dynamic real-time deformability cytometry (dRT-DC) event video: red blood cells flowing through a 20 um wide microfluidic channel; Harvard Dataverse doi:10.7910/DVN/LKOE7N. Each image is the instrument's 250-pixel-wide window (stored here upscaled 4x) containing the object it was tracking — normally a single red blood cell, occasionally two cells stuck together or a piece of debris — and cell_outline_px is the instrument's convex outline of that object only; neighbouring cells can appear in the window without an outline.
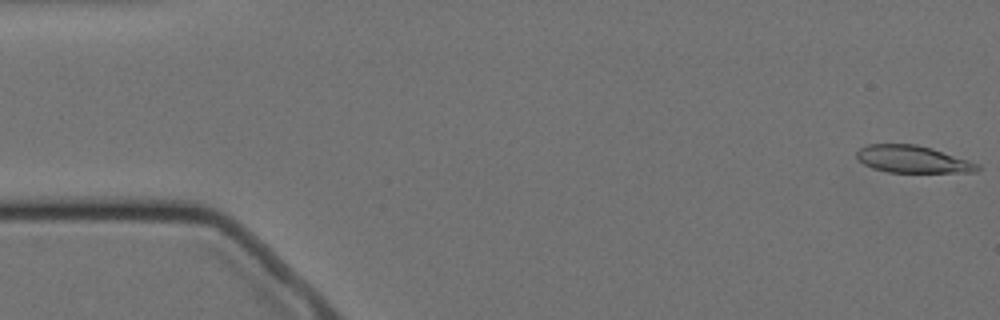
{"species": "Egyptian fruit bat (a non-hibernating species)", "species_latin": "Rousettus aegyptiacus", "temperature_condition": "cold", "stored_images_in_passage": 4, "camera_frame_rate_fps": 3000, "um_per_image_px": 0.085, "animal": {"sex": "female"}, "frame": {"image": 1, "passage_image": 1, "time_ms": 0.0, "image_size_px": [1000, 320], "cell_outline_px": [[980, 168], [976, 172], [888, 172], [872, 168], [864, 164], [856, 156], [856, 152], [860, 148], [868, 144], [916, 144], [932, 148], [980, 164]], "centroid_in_image_um": [77.58, 13.53], "position_along_channel_um": 7.4, "area_um2": 19.07}}
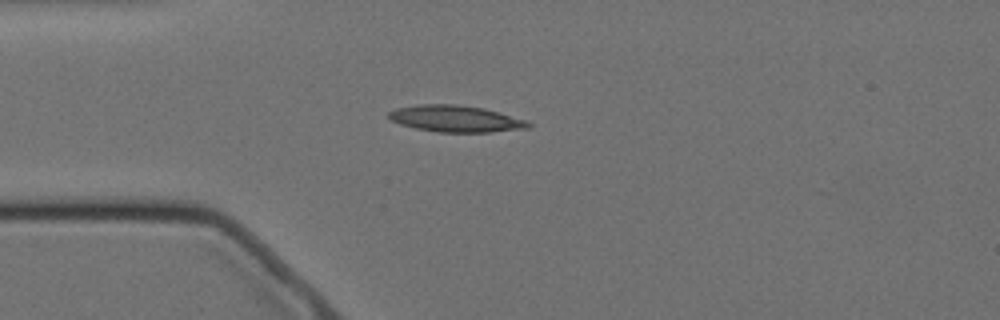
{"frame": {"image": 2, "passage_image": 4, "time_ms": 4.333, "image_size_px": [1000, 320], "cell_outline_px": [[532, 124], [528, 128], [492, 132], [436, 132], [416, 128], [400, 124], [392, 120], [388, 116], [388, 112], [396, 108], [420, 104], [456, 104], [484, 108], [524, 120]], "centroid_in_image_um": [38.7, 10.09], "position_along_channel_um": 46.3, "area_um2": 21.44}}